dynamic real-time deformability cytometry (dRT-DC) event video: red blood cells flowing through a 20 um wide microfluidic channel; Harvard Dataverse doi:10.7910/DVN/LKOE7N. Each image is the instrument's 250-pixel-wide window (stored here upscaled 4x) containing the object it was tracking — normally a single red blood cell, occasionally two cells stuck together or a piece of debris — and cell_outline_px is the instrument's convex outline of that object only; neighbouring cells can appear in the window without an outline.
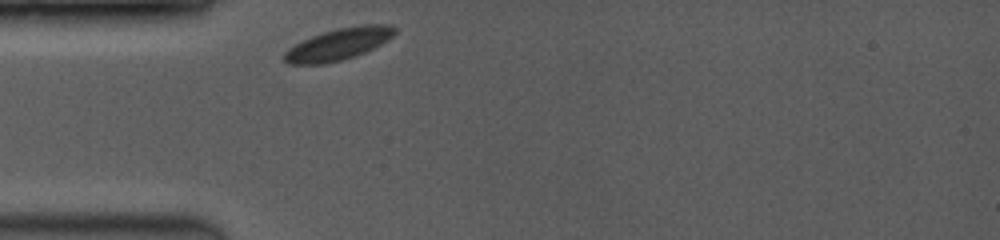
{"species": "common noctule bat (a hibernating species)", "species_latin": "Nyctalus noctula", "temperature_condition": "room temperature", "stored_images_in_passage": 1, "camera_frame_rate_fps": 3500, "um_per_image_px": 0.085, "animal": {"sex": "female", "body_mass_g": 19.0, "forearm_length_mm": 53.3}, "frame": {"image": 1, "passage_image": 1, "time_ms": 0.0, "image_size_px": [1000, 240], "cell_outline_px": [[396, 32], [388, 40], [364, 52], [340, 60], [324, 64], [288, 64], [280, 56], [288, 48], [312, 36], [324, 32], [340, 28], [364, 24], [392, 24], [396, 28]], "centroid_in_image_um": [28.76, 3.75], "position_along_channel_um": 56.2, "area_um2": 20.23}}